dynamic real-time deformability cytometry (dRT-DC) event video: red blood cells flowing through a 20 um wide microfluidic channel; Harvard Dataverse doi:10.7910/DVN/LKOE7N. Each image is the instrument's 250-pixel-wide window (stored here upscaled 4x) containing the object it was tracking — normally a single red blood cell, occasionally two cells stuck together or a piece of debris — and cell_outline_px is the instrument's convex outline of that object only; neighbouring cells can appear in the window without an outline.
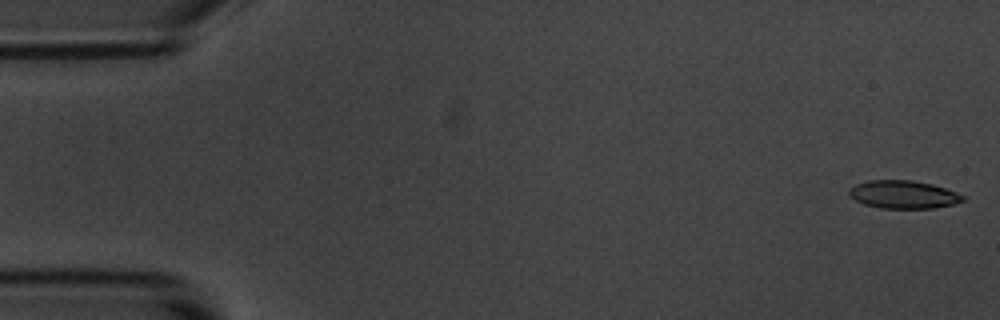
{"species": "common noctule bat (a hibernating species)", "species_latin": "Nyctalus noctula", "temperature_condition": "room temperature", "stored_images_in_passage": 54, "camera_frame_rate_fps": 3000, "um_per_image_px": 0.085, "animal": {"sex": "male", "body_mass_g": 20.1, "forearm_length_mm": 53.5}, "frame": {"image": 1, "passage_image": 1, "time_ms": 0.0, "image_size_px": [1000, 320], "cell_outline_px": [[964, 200], [952, 204], [932, 208], [880, 208], [864, 204], [848, 196], [848, 188], [856, 184], [868, 180], [912, 180], [932, 184], [956, 192], [964, 196]], "centroid_in_image_um": [76.73, 16.52], "position_along_channel_um": 8.3, "area_um2": 18.5}}
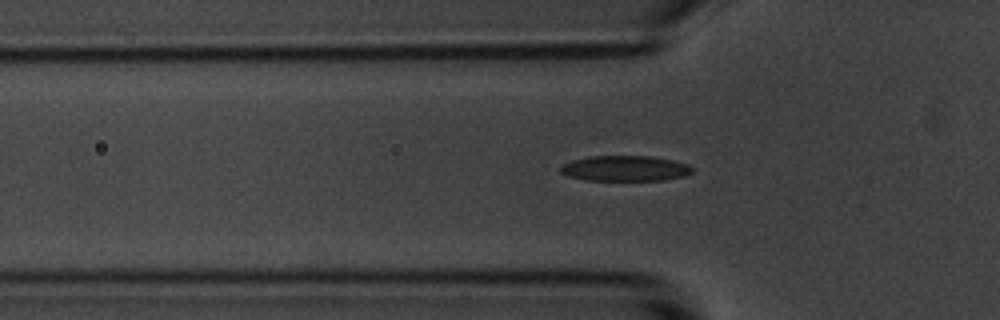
{"frame": {"image": 2, "passage_image": 17, "time_ms": 5.333, "image_size_px": [1000, 320], "cell_outline_px": [[696, 168], [692, 172], [684, 176], [664, 180], [584, 180], [568, 176], [560, 172], [560, 168], [564, 164], [572, 160], [588, 156], [652, 156], [672, 160], [688, 164]], "centroid_in_image_um": [53.15, 14.31], "position_along_channel_um": 72.6, "area_um2": 19.65}}
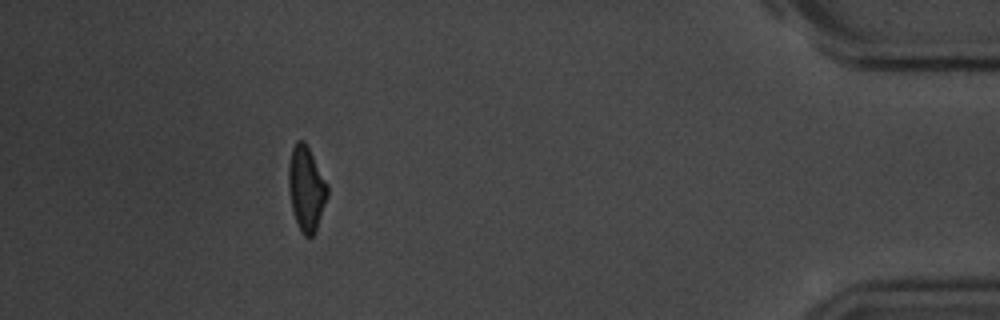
{"frame": {"image": 3, "passage_image": 49, "time_ms": 16.0, "image_size_px": [1000, 320], "cell_outline_px": [[328, 196], [316, 232], [312, 236], [304, 236], [300, 232], [292, 208], [288, 188], [288, 164], [292, 148], [296, 140], [304, 140], [328, 184]], "centroid_in_image_um": [26.03, 16.03], "position_along_channel_um": 409.2, "area_um2": 19.31}, "authors_computed_cell_mechanics": {"area_um2": 19.4497, "velocity_mm_per_s": 3.6857, "shape_relaxation_time_tau1_ms": 2.9169, "shape_relaxation_time_tau2_ms": 2.7765, "deformation_change_tau1": 0.1364, "deformation_change_tau2": 0.0959}}